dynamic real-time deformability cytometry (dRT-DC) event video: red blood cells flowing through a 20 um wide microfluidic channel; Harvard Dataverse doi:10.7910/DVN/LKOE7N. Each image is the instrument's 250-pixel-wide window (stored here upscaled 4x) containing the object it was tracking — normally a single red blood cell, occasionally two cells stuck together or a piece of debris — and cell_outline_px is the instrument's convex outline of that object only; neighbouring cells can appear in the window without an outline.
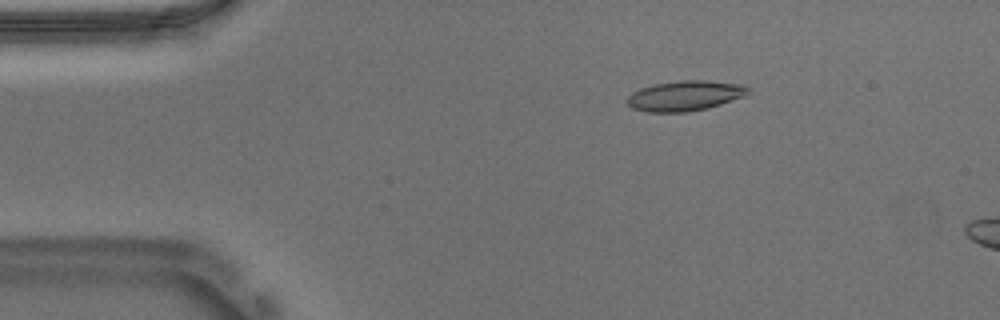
{"species": "Egyptian fruit bat (a non-hibernating species)", "species_latin": "Rousettus aegyptiacus", "temperature_condition": "warm", "stored_images_in_passage": 6, "camera_frame_rate_fps": 3000, "um_per_image_px": 0.085, "animal": {"sex": "male"}, "frame": {"image": 1, "passage_image": 1, "time_ms": 0.0, "image_size_px": [1000, 320], "cell_outline_px": [[748, 92], [744, 96], [720, 104], [688, 112], [648, 112], [632, 108], [624, 100], [632, 92], [640, 88], [652, 84], [680, 80], [704, 80], [744, 84], [748, 88]], "centroid_in_image_um": [58.17, 8.13], "position_along_channel_um": 26.8, "area_um2": 21.27}}